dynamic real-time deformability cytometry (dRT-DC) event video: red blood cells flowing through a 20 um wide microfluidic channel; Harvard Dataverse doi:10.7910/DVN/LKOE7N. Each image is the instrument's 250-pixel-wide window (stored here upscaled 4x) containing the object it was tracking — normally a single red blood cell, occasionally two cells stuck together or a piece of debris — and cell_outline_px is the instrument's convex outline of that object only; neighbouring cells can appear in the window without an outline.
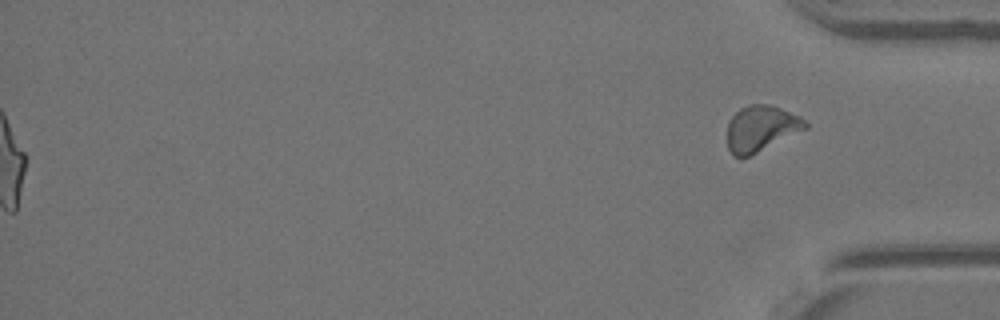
{"species": "Egyptian fruit bat (a non-hibernating species)", "species_latin": "Rousettus aegyptiacus", "temperature_condition": "warm", "stored_images_in_passage": 36, "segment_of_instrument_passage": [2, 2], "camera_frame_rate_fps": 3000, "um_per_image_px": 0.085, "animal": {"sex": "female"}, "frame": {"image": 1, "passage_image": 36, "time_ms": 11.667, "image_size_px": [1000, 320], "cell_outline_px": [[808, 128], [748, 156], [732, 156], [728, 148], [728, 124], [732, 116], [740, 108], [748, 104], [772, 104], [800, 116], [808, 124]], "centroid_in_image_um": [64.7, 10.89], "position_along_channel_um": 370.5, "area_um2": 20.69}}